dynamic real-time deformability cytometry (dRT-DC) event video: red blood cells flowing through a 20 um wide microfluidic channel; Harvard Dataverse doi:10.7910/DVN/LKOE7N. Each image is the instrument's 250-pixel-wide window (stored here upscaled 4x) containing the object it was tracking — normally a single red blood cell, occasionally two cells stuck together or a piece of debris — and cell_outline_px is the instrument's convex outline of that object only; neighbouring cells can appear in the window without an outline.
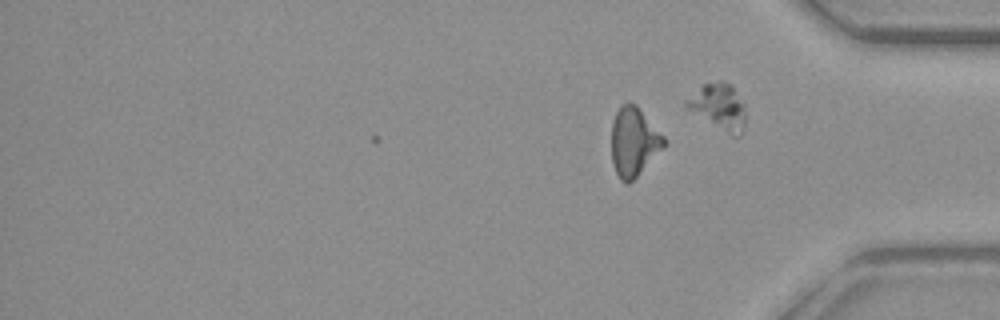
{"species": "common noctule bat (a hibernating species)", "species_latin": "Nyctalus noctula", "temperature_condition": "warm", "stored_images_in_passage": 43, "camera_frame_rate_fps": 3000, "um_per_image_px": 0.085, "animal": {"sex": "female", "body_mass_g": 29.2, "forearm_length_mm": 56.3}, "frame": {"image": 1, "passage_image": 43, "time_ms": 14.0, "image_size_px": [1000, 320], "cell_outline_px": [[668, 140], [636, 176], [628, 184], [624, 184], [620, 180], [612, 164], [612, 120], [620, 104], [628, 100], [636, 104]], "centroid_in_image_um": [53.84, 11.99], "position_along_channel_um": 381.4, "area_um2": 20.98}}